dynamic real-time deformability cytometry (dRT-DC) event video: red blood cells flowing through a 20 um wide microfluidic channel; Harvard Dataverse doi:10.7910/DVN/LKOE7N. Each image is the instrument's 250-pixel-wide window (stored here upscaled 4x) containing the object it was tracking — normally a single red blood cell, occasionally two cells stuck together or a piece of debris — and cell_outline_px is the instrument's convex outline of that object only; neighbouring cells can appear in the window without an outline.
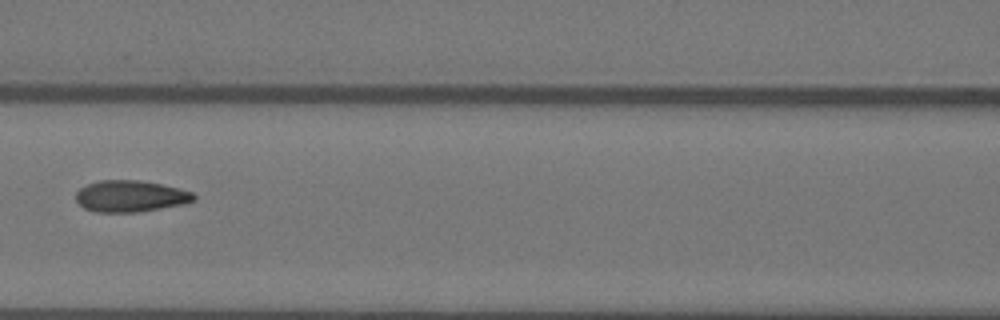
{"species": "Egyptian fruit bat (a non-hibernating species)", "species_latin": "Rousettus aegyptiacus", "temperature_condition": "warm", "stored_images_in_passage": 6, "segment_of_instrument_passage": [1, 2], "camera_frame_rate_fps": 3000, "um_per_image_px": 0.085, "animal": {"sex": "female"}, "frame": {"image": 1, "passage_image": 3, "time_ms": 0.667, "image_size_px": [1000, 320], "cell_outline_px": [[196, 200], [184, 204], [136, 212], [96, 212], [84, 208], [76, 200], [76, 192], [80, 188], [88, 184], [100, 180], [140, 180], [180, 188], [192, 192], [196, 196]], "centroid_in_image_um": [11.1, 16.67], "position_along_channel_um": 155.5, "area_um2": 21.62}}
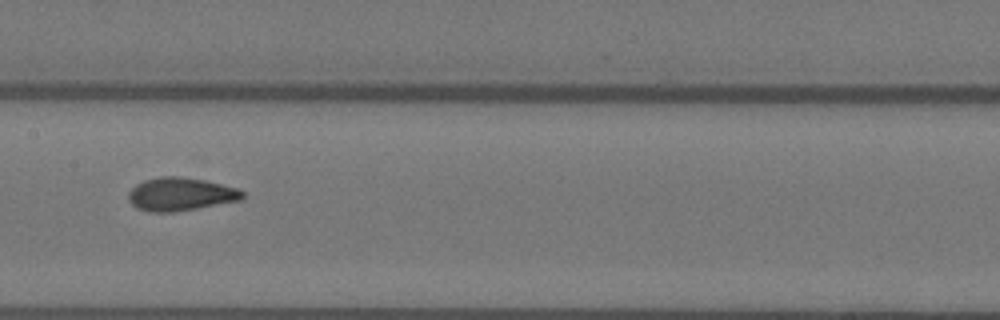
{"frame": {"image": 2, "passage_image": 4, "time_ms": 1.0, "image_size_px": [1000, 320], "cell_outline_px": [[244, 196], [240, 200], [196, 208], [172, 212], [148, 212], [136, 208], [128, 200], [128, 192], [136, 184], [144, 180], [160, 176], [184, 176], [204, 180], [236, 188], [244, 192]], "centroid_in_image_um": [15.29, 16.5], "position_along_channel_um": 192.1, "area_um2": 22.02}}
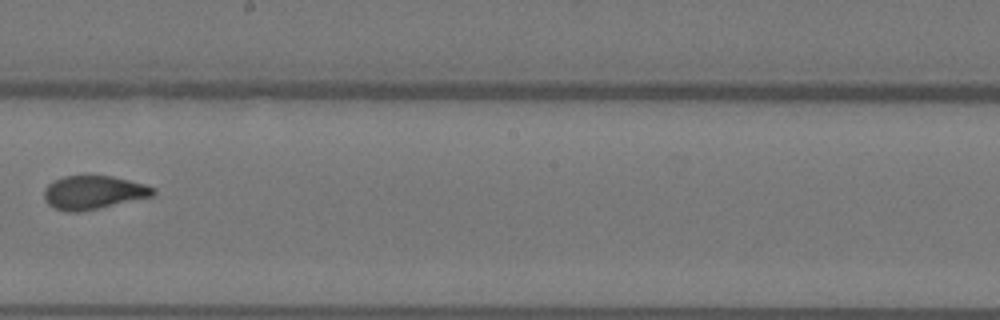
{"frame": {"image": 3, "passage_image": 5, "time_ms": 1.333, "image_size_px": [1000, 320], "cell_outline_px": [[156, 196], [80, 212], [64, 212], [48, 204], [44, 200], [44, 188], [48, 184], [64, 176], [112, 176], [144, 184], [156, 188]], "centroid_in_image_um": [7.97, 16.37], "position_along_channel_um": 240.2, "area_um2": 21.44}}